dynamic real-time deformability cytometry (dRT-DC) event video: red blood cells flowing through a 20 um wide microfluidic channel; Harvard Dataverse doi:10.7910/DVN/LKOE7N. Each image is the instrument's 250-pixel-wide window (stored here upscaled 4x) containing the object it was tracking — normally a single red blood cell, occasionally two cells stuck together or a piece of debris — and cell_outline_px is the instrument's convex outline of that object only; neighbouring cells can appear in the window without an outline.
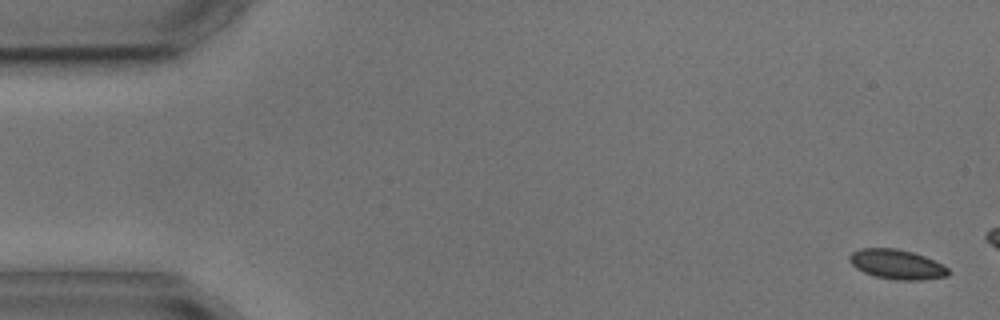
{"species": "common noctule bat (a hibernating species)", "species_latin": "Nyctalus noctula", "temperature_condition": "cold", "stored_images_in_passage": 4, "camera_frame_rate_fps": 3000, "um_per_image_px": 0.085, "animal": {"sex": "male", "body_mass_g": 17.9, "forearm_length_mm": 54.2}, "frame": {"image": 1, "passage_image": 1, "time_ms": 0.0, "image_size_px": [1000, 320], "cell_outline_px": [[952, 272], [948, 276], [920, 280], [896, 280], [876, 276], [864, 272], [856, 268], [848, 260], [848, 256], [852, 252], [860, 248], [896, 248], [912, 252], [924, 256], [948, 268]], "centroid_in_image_um": [76.22, 22.47], "position_along_channel_um": 8.8, "area_um2": 17.05}}